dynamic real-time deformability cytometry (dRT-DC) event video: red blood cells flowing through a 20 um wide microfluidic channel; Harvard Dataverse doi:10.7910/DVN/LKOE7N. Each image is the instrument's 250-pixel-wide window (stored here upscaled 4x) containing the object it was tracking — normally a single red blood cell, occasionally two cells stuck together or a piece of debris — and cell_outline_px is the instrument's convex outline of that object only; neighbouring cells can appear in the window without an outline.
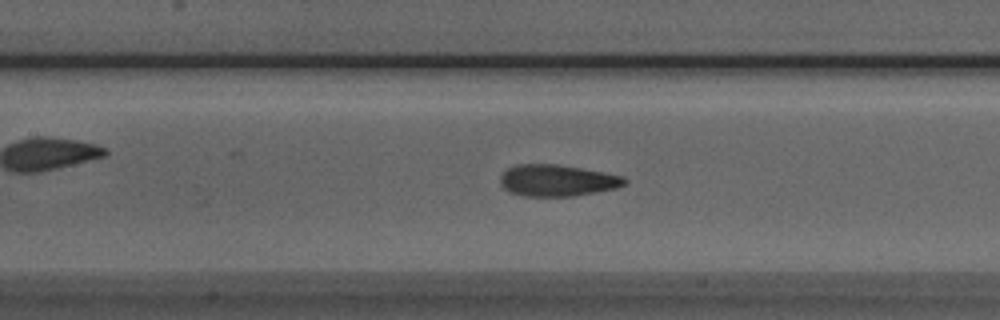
{"species": "Egyptian fruit bat (a non-hibernating species)", "species_latin": "Rousettus aegyptiacus", "temperature_condition": "room temperature", "stored_images_in_passage": 51, "camera_frame_rate_fps": 3000, "um_per_image_px": 0.085, "animal": {"sex": "male"}, "frame": {"image": 1, "passage_image": 22, "time_ms": 7.0, "image_size_px": [1000, 320], "cell_outline_px": [[628, 180], [624, 184], [616, 188], [596, 192], [572, 196], [524, 196], [508, 192], [500, 184], [500, 176], [508, 168], [516, 164], [556, 164], [604, 172], [624, 176]], "centroid_in_image_um": [47.34, 15.34], "position_along_channel_um": 160.1, "area_um2": 22.89}}
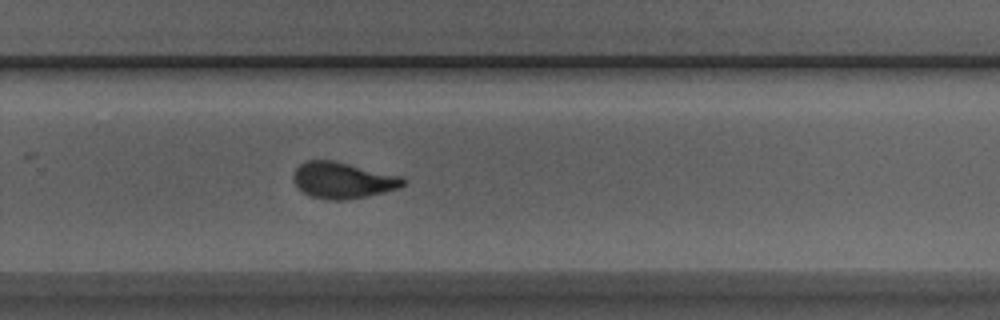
{"frame": {"image": 2, "passage_image": 33, "time_ms": 10.667, "image_size_px": [1000, 320], "cell_outline_px": [[408, 180], [400, 188], [368, 196], [348, 200], [328, 200], [312, 196], [296, 188], [292, 180], [292, 176], [296, 168], [300, 164], [308, 160], [332, 160], [400, 176]], "centroid_in_image_um": [29.11, 15.33], "position_along_channel_um": 300.7, "area_um2": 23.24}}
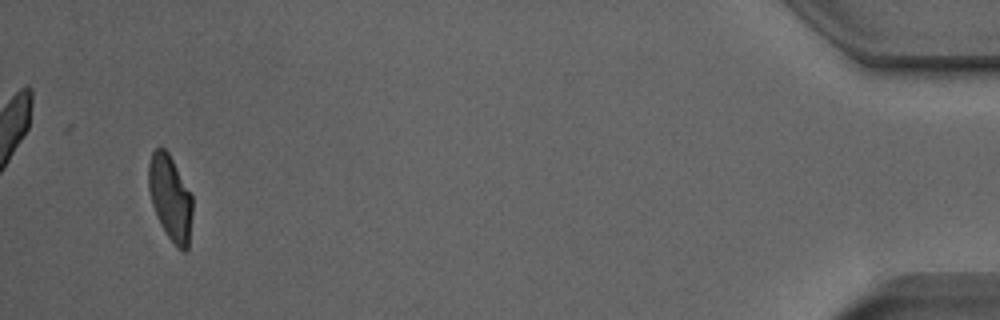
{"frame": {"image": 3, "passage_image": 49, "time_ms": 16.0, "image_size_px": [1000, 320], "cell_outline_px": [[192, 212], [188, 248], [184, 252], [168, 236], [160, 224], [152, 204], [148, 188], [148, 164], [152, 152], [156, 148], [164, 148], [168, 152], [192, 196]], "centroid_in_image_um": [14.46, 16.8], "position_along_channel_um": 420.7, "area_um2": 21.44}, "authors_computed_cell_mechanics": {"area_um2": 22.8888, "velocity_mm_per_s": 3.8545, "shape_relaxation_time_tau1_ms": 4.8393, "shape_relaxation_time_tau2_ms": 1.0745, "deformation_change_tau1": 0.176, "deformation_change_tau2": 0.0858}}